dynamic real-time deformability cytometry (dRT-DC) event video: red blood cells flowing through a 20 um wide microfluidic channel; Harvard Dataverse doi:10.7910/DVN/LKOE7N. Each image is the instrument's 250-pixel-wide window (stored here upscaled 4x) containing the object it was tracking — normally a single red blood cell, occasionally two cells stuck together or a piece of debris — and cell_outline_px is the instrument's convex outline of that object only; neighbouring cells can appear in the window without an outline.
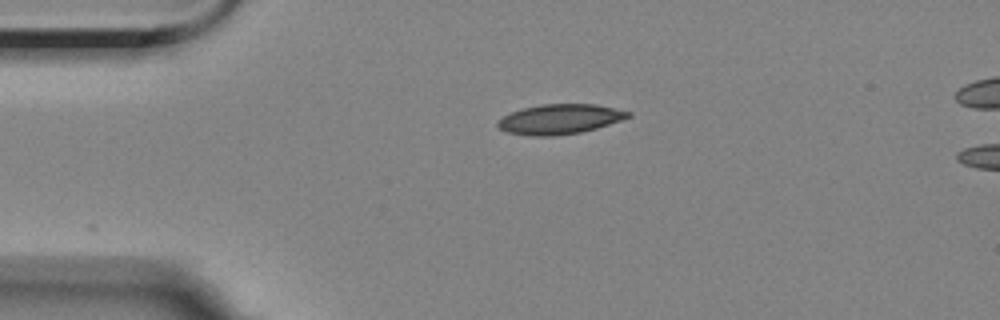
{"species": "Egyptian fruit bat (a non-hibernating species)", "species_latin": "Rousettus aegyptiacus", "temperature_condition": "room temperature", "stored_images_in_passage": 5, "camera_frame_rate_fps": 3000, "um_per_image_px": 0.085, "animal": {"sex": "female"}, "frame": {"image": 1, "passage_image": 1, "time_ms": 0.0, "image_size_px": [1000, 320], "cell_outline_px": [[632, 116], [596, 128], [580, 132], [556, 136], [528, 136], [508, 132], [500, 128], [496, 124], [496, 120], [520, 108], [540, 104], [596, 104], [632, 112]], "centroid_in_image_um": [47.55, 10.12], "position_along_channel_um": 37.4, "area_um2": 22.77}}